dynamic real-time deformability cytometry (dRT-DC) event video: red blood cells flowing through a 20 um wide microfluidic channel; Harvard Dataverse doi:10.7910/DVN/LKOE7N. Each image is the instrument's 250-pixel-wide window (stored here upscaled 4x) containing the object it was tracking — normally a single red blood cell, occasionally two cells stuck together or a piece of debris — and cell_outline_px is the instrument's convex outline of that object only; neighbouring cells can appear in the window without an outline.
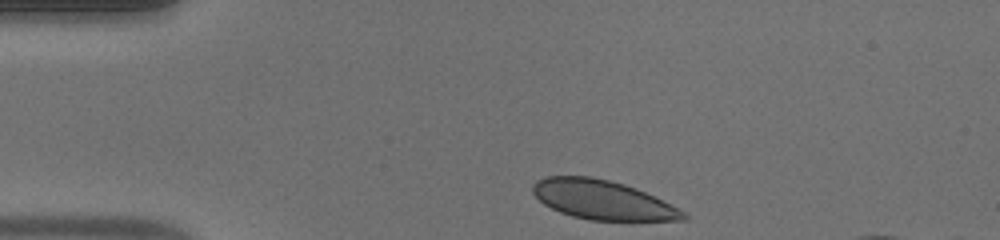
{"species": "human", "species_latin": "Homo sapiens", "temperature_condition": "warm", "stored_images_in_passage": 35, "camera_frame_rate_fps": 3000, "um_per_image_px": 0.085, "donor": {"sex": "male"}, "frame": {"image": 1, "passage_image": 1, "time_ms": 0.0, "image_size_px": [1000, 240], "cell_outline_px": [[688, 220], [588, 220], [572, 216], [560, 212], [544, 204], [532, 192], [532, 184], [536, 180], [548, 176], [592, 176], [624, 184], [636, 188], [684, 212], [688, 216]], "centroid_in_image_um": [51.16, 16.98], "position_along_channel_um": 33.8, "area_um2": 33.99}}
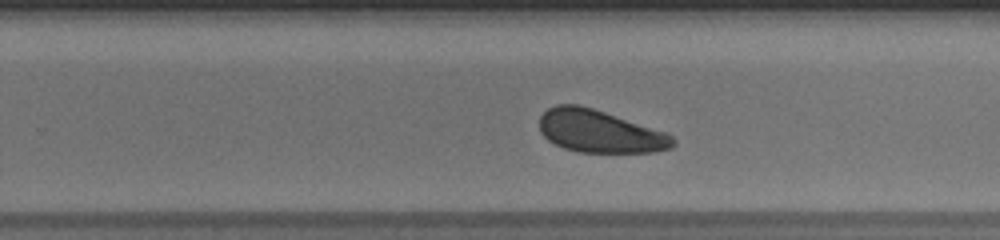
{"frame": {"image": 2, "passage_image": 22, "time_ms": 7.0, "image_size_px": [1000, 240], "cell_outline_px": [[676, 144], [672, 148], [652, 152], [576, 152], [564, 148], [548, 140], [540, 132], [540, 116], [548, 108], [556, 104], [576, 104], [592, 108], [668, 132], [676, 140]], "centroid_in_image_um": [51.0, 11.17], "position_along_channel_um": 278.8, "area_um2": 33.23}}
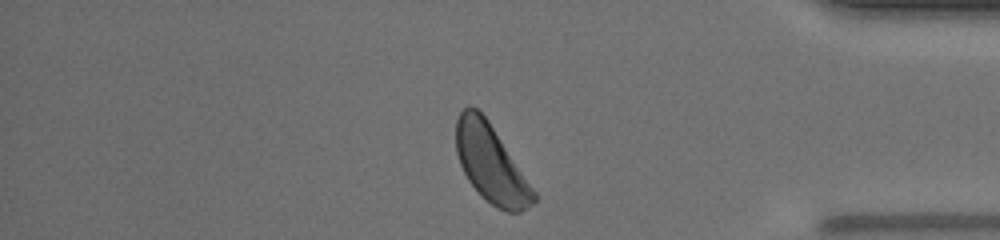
{"frame": {"image": 3, "passage_image": 32, "time_ms": 10.333, "image_size_px": [1000, 240], "cell_outline_px": [[536, 200], [528, 208], [520, 212], [508, 212], [496, 208], [468, 180], [460, 164], [456, 152], [456, 120], [460, 112], [468, 104], [472, 104], [488, 120], [536, 192]], "centroid_in_image_um": [41.72, 13.89], "position_along_channel_um": 393.5, "area_um2": 34.62}}